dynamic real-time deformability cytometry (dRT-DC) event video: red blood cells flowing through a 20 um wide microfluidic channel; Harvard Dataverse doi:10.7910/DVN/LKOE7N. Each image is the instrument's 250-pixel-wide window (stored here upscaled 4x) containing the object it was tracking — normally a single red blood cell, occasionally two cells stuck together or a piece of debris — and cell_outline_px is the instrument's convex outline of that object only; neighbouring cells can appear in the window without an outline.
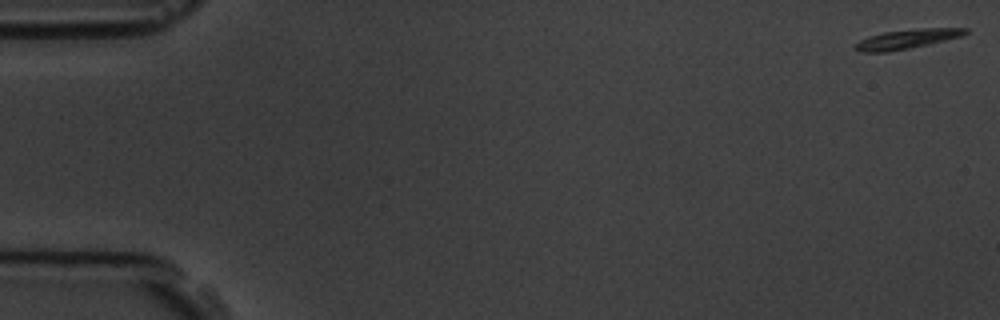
{"species": "common noctule bat (a hibernating species)", "species_latin": "Nyctalus noctula", "temperature_condition": "room temperature", "stored_images_in_passage": 7, "camera_frame_rate_fps": 3000, "um_per_image_px": 0.085, "animal": {"sex": "male", "body_mass_g": 19.5, "forearm_length_mm": 54.6}, "frame": {"image": 1, "passage_image": 1, "time_ms": 0.0, "image_size_px": [1000, 320], "cell_outline_px": [[968, 32], [964, 36], [928, 44], [888, 52], [860, 52], [856, 48], [856, 44], [860, 40], [868, 36], [884, 32], [920, 28], [968, 28]], "centroid_in_image_um": [77.13, 3.31], "position_along_channel_um": 7.9, "area_um2": 12.37}}
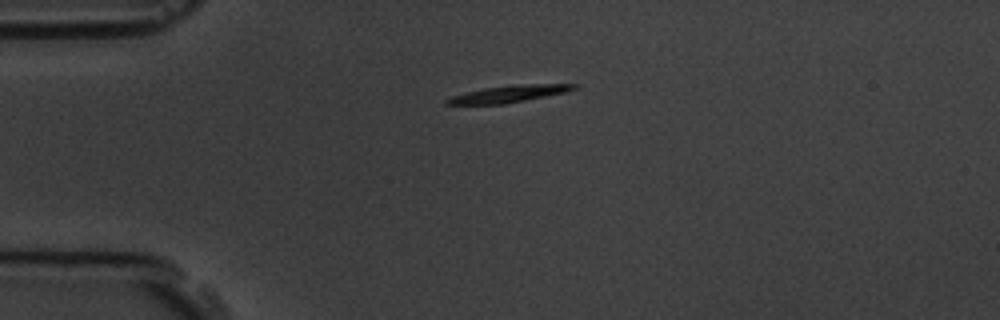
{"frame": {"image": 2, "passage_image": 5, "time_ms": 4.333, "image_size_px": [1000, 320], "cell_outline_px": [[580, 84], [576, 88], [564, 92], [504, 104], [444, 104], [444, 100], [452, 96], [484, 88], [516, 84]], "centroid_in_image_um": [43.23, 7.97], "position_along_channel_um": 41.8, "area_um2": 12.2}}
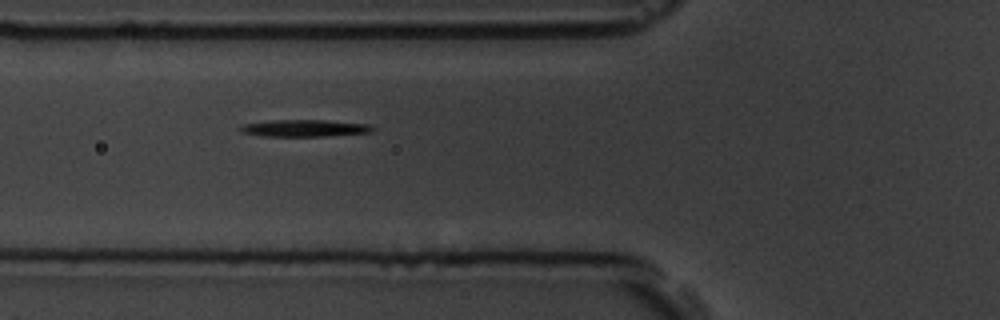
{"frame": {"image": 3, "passage_image": 7, "time_ms": 6.667, "image_size_px": [1000, 320], "cell_outline_px": [[376, 128], [372, 132], [324, 136], [264, 136], [240, 132], [240, 128], [244, 124], [272, 120], [324, 120], [368, 124]], "centroid_in_image_um": [25.91, 10.89], "position_along_channel_um": 99.9, "area_um2": 12.95}}